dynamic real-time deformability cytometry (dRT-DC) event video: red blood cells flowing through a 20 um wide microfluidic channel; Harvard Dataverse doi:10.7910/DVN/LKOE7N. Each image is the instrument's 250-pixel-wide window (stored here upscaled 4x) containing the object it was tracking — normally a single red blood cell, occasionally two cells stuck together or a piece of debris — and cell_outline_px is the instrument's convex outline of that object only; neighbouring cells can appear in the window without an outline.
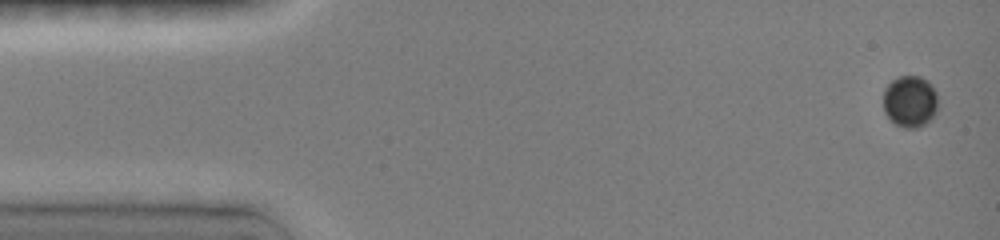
{"species": "common noctule bat (a hibernating species)", "species_latin": "Nyctalus noctula", "temperature_condition": "room temperature", "stored_images_in_passage": 10, "camera_frame_rate_fps": 3000, "um_per_image_px": 0.085, "animal": {"sex": "female", "body_mass_g": 19.0, "forearm_length_mm": 51.5}, "frame": {"image": 1, "passage_image": 1, "time_ms": 0.0, "image_size_px": [1000, 240], "cell_outline_px": [[936, 112], [924, 124], [916, 128], [904, 128], [896, 124], [884, 112], [884, 88], [892, 80], [900, 76], [920, 76], [928, 80], [936, 92]], "centroid_in_image_um": [77.34, 8.6], "position_along_channel_um": 7.7, "area_um2": 16.3}}
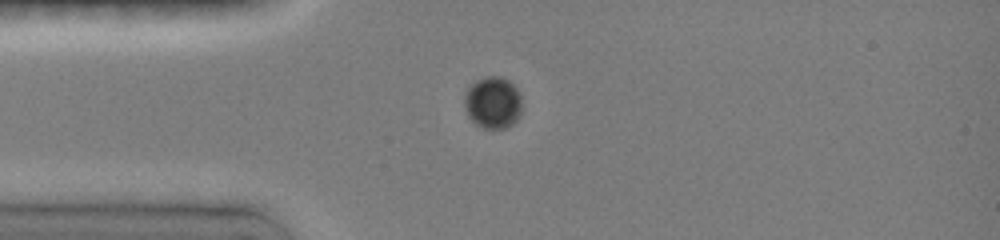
{"frame": {"image": 2, "passage_image": 9, "time_ms": 3.667, "image_size_px": [1000, 240], "cell_outline_px": [[520, 116], [512, 124], [504, 128], [484, 128], [476, 124], [468, 116], [464, 108], [464, 96], [468, 88], [472, 84], [488, 76], [496, 76], [508, 80], [516, 88], [520, 96]], "centroid_in_image_um": [41.88, 8.74], "position_along_channel_um": 43.1, "area_um2": 17.11}}